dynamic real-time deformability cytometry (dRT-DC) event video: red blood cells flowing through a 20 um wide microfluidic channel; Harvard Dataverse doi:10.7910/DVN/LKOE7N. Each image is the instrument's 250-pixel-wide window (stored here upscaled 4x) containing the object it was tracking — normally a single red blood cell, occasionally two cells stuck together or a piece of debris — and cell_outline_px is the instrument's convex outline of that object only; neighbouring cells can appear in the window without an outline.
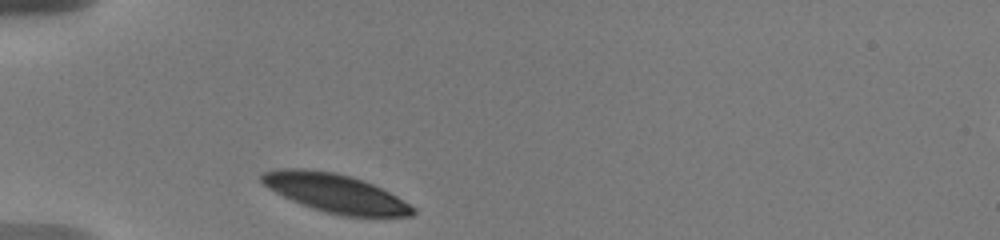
{"species": "human", "species_latin": "Homo sapiens", "temperature_condition": "warm", "stored_images_in_passage": 27, "camera_frame_rate_fps": 3000, "um_per_image_px": 0.085, "donor": {"sex": "male"}, "frame": {"image": 1, "passage_image": 1, "time_ms": 0.0, "image_size_px": [1000, 240], "cell_outline_px": [[416, 212], [412, 216], [340, 216], [324, 212], [312, 208], [292, 200], [268, 188], [260, 180], [260, 172], [280, 168], [304, 168], [336, 172], [352, 176], [364, 180], [396, 196], [416, 208]], "centroid_in_image_um": [28.48, 16.4], "position_along_channel_um": 56.5, "area_um2": 34.04}}
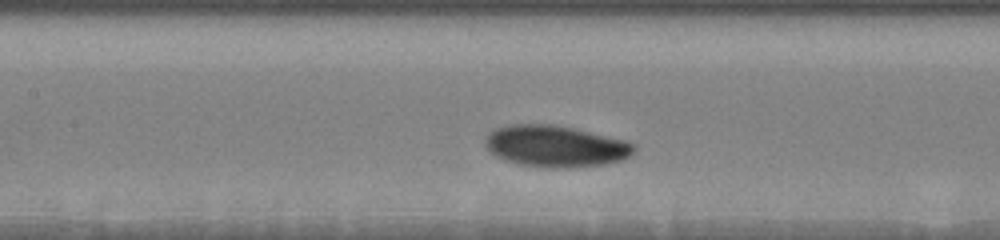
{"frame": {"image": 2, "passage_image": 12, "time_ms": 3.333, "image_size_px": [1000, 240], "cell_outline_px": [[636, 148], [624, 160], [604, 164], [568, 168], [548, 168], [520, 164], [496, 156], [484, 144], [484, 140], [488, 132], [496, 128], [508, 124], [552, 124], [572, 128], [624, 140], [632, 144]], "centroid_in_image_um": [47.18, 12.42], "position_along_channel_um": 160.2, "area_um2": 35.78}}
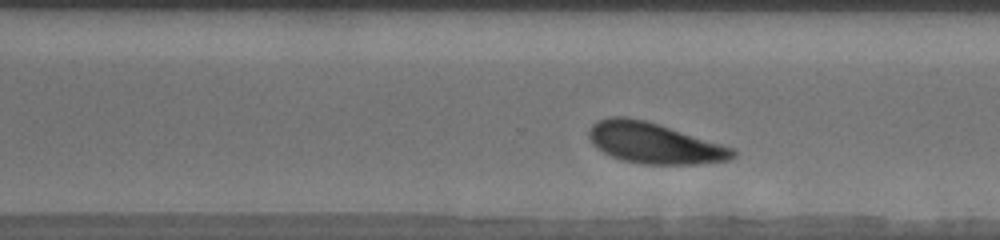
{"frame": {"image": 3, "passage_image": 23, "time_ms": 7.667, "image_size_px": [1000, 240], "cell_outline_px": [[736, 156], [728, 160], [696, 164], [640, 164], [620, 160], [596, 148], [592, 144], [588, 136], [588, 132], [592, 124], [596, 120], [608, 116], [624, 116], [644, 120], [732, 148], [736, 152]], "centroid_in_image_um": [55.52, 12.17], "position_along_channel_um": 315.1, "area_um2": 33.87}}